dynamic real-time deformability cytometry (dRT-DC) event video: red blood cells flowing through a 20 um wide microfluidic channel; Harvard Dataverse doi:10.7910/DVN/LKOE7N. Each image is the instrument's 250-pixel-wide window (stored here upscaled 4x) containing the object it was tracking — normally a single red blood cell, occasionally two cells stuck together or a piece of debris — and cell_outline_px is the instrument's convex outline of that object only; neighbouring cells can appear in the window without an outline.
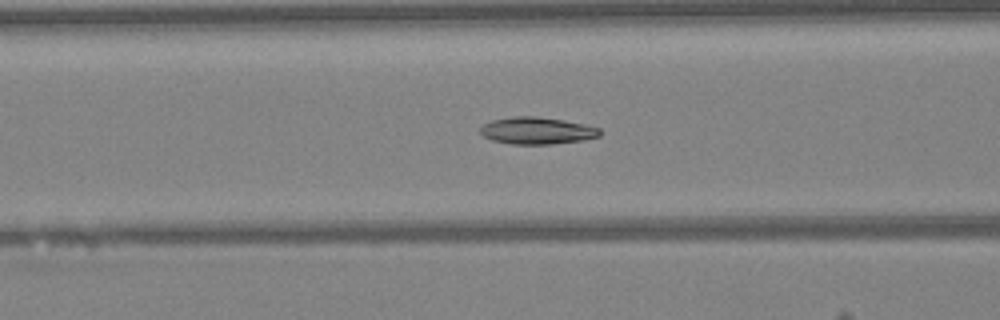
{"species": "Egyptian fruit bat (a non-hibernating species)", "species_latin": "Rousettus aegyptiacus", "temperature_condition": "warm", "stored_images_in_passage": 50, "camera_frame_rate_fps": 3000, "um_per_image_px": 0.085, "animal": {"sex": "female"}, "frame": {"image": 1, "passage_image": 20, "time_ms": 6.333, "image_size_px": [1000, 320], "cell_outline_px": [[600, 136], [584, 140], [552, 144], [512, 144], [492, 140], [484, 136], [480, 132], [480, 128], [484, 124], [492, 120], [516, 116], [532, 116], [564, 120], [584, 124], [600, 128]], "centroid_in_image_um": [45.66, 11.11], "position_along_channel_um": 120.9, "area_um2": 18.73}}
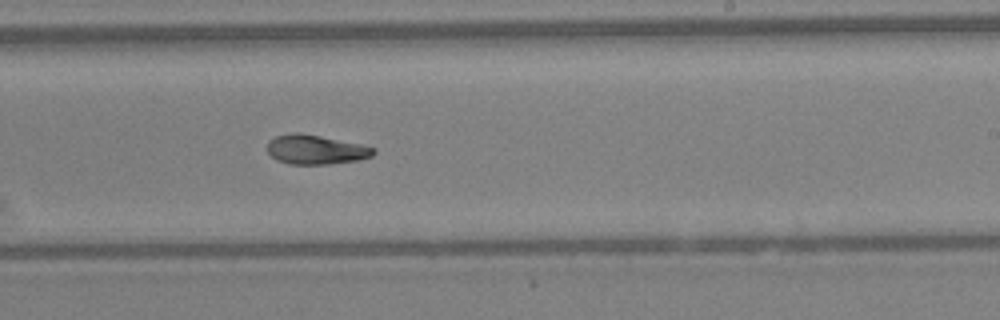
{"frame": {"image": 2, "passage_image": 30, "time_ms": 9.667, "image_size_px": [1000, 320], "cell_outline_px": [[376, 152], [372, 156], [360, 160], [328, 164], [288, 164], [276, 160], [268, 152], [268, 140], [276, 136], [296, 132], [300, 132], [360, 144], [376, 148]], "centroid_in_image_um": [26.84, 12.72], "position_along_channel_um": 262.2, "area_um2": 18.21}}
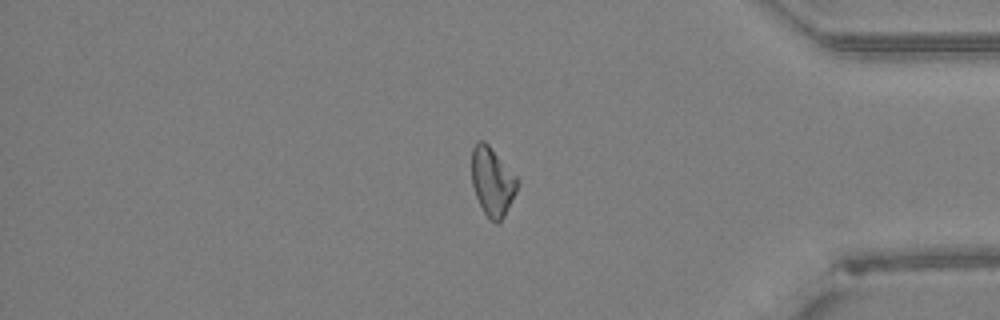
{"frame": {"image": 3, "passage_image": 41, "time_ms": 13.333, "image_size_px": [1000, 320], "cell_outline_px": [[520, 180], [516, 192], [504, 216], [496, 224], [484, 212], [476, 196], [472, 184], [472, 148], [480, 140], [484, 140], [488, 144]], "centroid_in_image_um": [41.86, 15.42], "position_along_channel_um": 393.3, "area_um2": 18.03}, "authors_computed_cell_mechanics": {"area_um2": 18.9584, "velocity_mm_per_s": 4.2778, "shape_relaxation_time_tau1_ms": 6.5517, "shape_relaxation_time_tau2_ms": 7.8125, "deformation_change_tau1": 0.1755, "deformation_change_tau2": 0.1106}}